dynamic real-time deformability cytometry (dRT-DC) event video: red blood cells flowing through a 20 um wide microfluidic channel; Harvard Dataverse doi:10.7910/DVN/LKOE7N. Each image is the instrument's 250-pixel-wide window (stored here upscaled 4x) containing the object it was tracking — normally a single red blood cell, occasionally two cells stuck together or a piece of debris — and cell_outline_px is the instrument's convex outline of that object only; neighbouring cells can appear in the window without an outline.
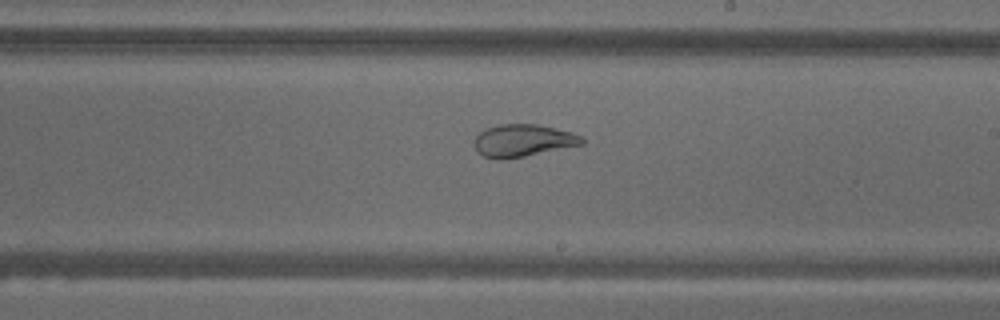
{"species": "common noctule bat (a hibernating species)", "species_latin": "Nyctalus noctula", "temperature_condition": "warm", "stored_images_in_passage": 55, "camera_frame_rate_fps": 3000, "um_per_image_px": 0.085, "animal": {"sex": "male", "body_mass_g": 18.8}, "frame": {"image": 1, "passage_image": 32, "time_ms": 10.333, "image_size_px": [1000, 320], "cell_outline_px": [[584, 144], [504, 160], [496, 160], [484, 156], [476, 152], [472, 144], [476, 136], [480, 132], [488, 128], [500, 124], [536, 124], [572, 132], [580, 136], [584, 140]], "centroid_in_image_um": [44.4, 11.96], "position_along_channel_um": 244.6, "area_um2": 20.35}, "authors_computed_cell_mechanics": {"area_um2": 29.4202, "velocity_mm_per_s": 3.6549, "shape_relaxation_time_tau1_ms": null, "shape_relaxation_time_tau2_ms": 1.2444, "deformation_change_tau1": null, "deformation_change_tau2": 0.0753}}